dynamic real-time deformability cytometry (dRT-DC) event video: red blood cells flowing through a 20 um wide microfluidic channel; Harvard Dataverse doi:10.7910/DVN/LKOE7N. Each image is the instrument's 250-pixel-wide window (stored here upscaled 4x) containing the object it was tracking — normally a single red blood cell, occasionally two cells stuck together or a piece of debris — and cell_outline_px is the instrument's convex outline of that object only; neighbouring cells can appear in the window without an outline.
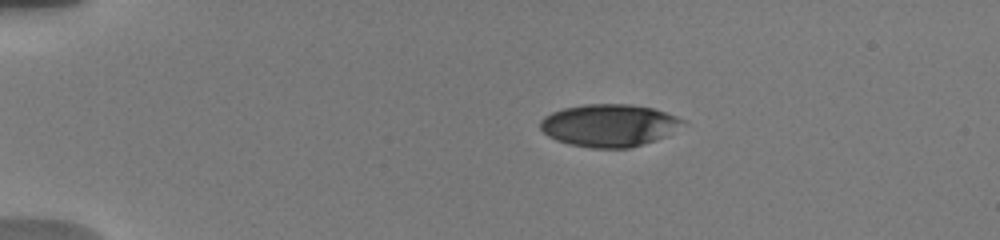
{"species": "human", "species_latin": "Homo sapiens", "temperature_condition": "warm", "stored_images_in_passage": 7, "camera_frame_rate_fps": 3000, "um_per_image_px": 0.085, "donor": {"sex": "male"}, "frame": {"image": 1, "passage_image": 1, "time_ms": 0.0, "image_size_px": [1000, 240], "cell_outline_px": [[684, 120], [664, 136], [628, 148], [592, 148], [568, 144], [556, 140], [548, 136], [540, 128], [540, 120], [544, 116], [552, 112], [564, 108], [584, 104], [628, 104], [652, 108], [676, 116]], "centroid_in_image_um": [51.67, 10.65], "position_along_channel_um": 33.3, "area_um2": 34.62}}
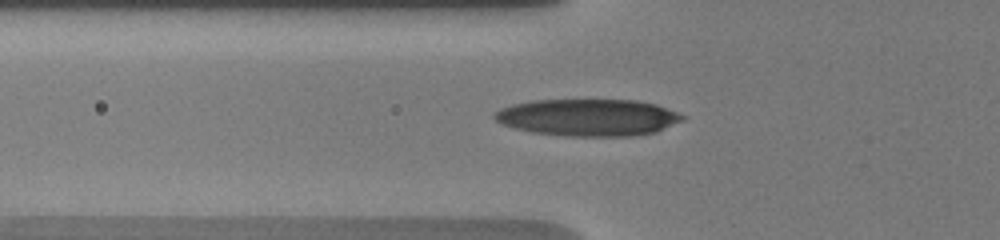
{"frame": {"image": 2, "passage_image": 5, "time_ms": 3.0, "image_size_px": [1000, 240], "cell_outline_px": [[684, 120], [656, 132], [632, 136], [568, 136], [532, 132], [516, 128], [504, 124], [496, 120], [492, 116], [492, 112], [500, 108], [512, 104], [532, 100], [636, 100], [656, 104], [676, 112], [684, 116]], "centroid_in_image_um": [49.97, 9.98], "position_along_channel_um": 75.8, "area_um2": 40.52}}
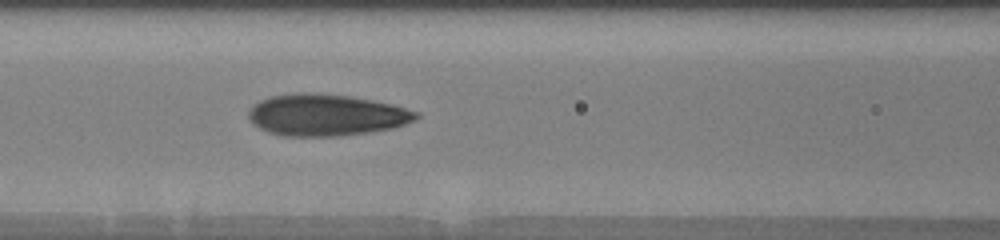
{"frame": {"image": 3, "passage_image": 7, "time_ms": 4.667, "image_size_px": [1000, 240], "cell_outline_px": [[420, 116], [416, 120], [392, 128], [368, 132], [340, 136], [284, 136], [268, 132], [252, 124], [248, 116], [248, 112], [260, 100], [272, 96], [296, 92], [312, 92], [348, 96], [372, 100], [392, 104], [420, 112]], "centroid_in_image_um": [27.74, 9.77], "position_along_channel_um": 138.9, "area_um2": 40.69}}